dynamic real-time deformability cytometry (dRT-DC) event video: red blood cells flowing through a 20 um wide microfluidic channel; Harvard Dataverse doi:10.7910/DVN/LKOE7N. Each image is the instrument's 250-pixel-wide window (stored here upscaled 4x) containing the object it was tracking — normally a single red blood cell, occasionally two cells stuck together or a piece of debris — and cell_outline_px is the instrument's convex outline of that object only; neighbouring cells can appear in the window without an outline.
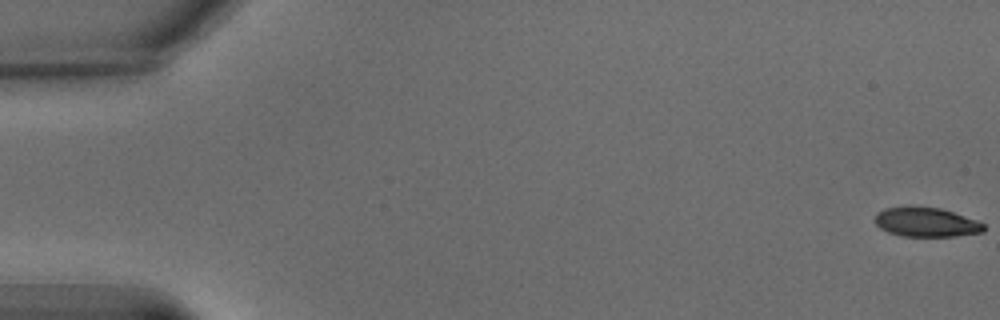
{"species": "common noctule bat (a hibernating species)", "species_latin": "Nyctalus noctula", "temperature_condition": "warm", "stored_images_in_passage": 65, "camera_frame_rate_fps": 3000, "um_per_image_px": 0.085, "animal": {"sex": "male", "body_mass_g": 15.6}, "frame": {"image": 1, "passage_image": 1, "time_ms": 0.0, "image_size_px": [1000, 320], "cell_outline_px": [[984, 232], [956, 236], [900, 236], [888, 232], [880, 228], [876, 224], [876, 212], [884, 208], [908, 204], [912, 204], [940, 208], [976, 220], [984, 224]], "centroid_in_image_um": [78.67, 18.85], "position_along_channel_um": 6.3, "area_um2": 19.02}}
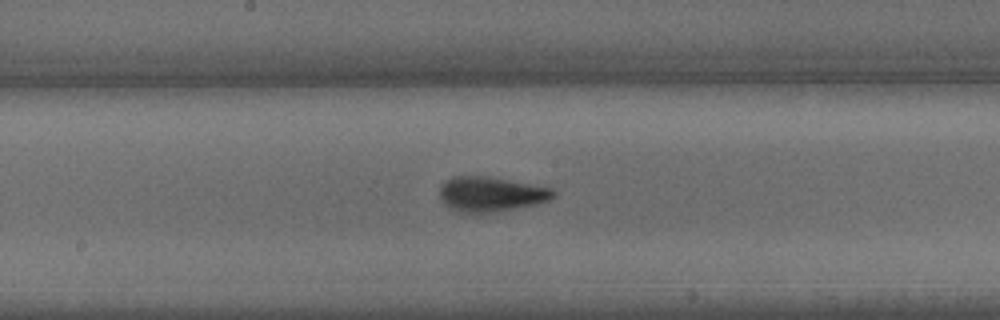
{"frame": {"image": 2, "passage_image": 35, "time_ms": 11.333, "image_size_px": [1000, 320], "cell_outline_px": [[556, 196], [548, 200], [536, 204], [476, 216], [464, 216], [444, 204], [440, 200], [440, 184], [444, 180], [452, 176], [488, 176], [552, 188], [556, 192]], "centroid_in_image_um": [41.65, 16.54], "position_along_channel_um": 206.5, "area_um2": 23.93}}
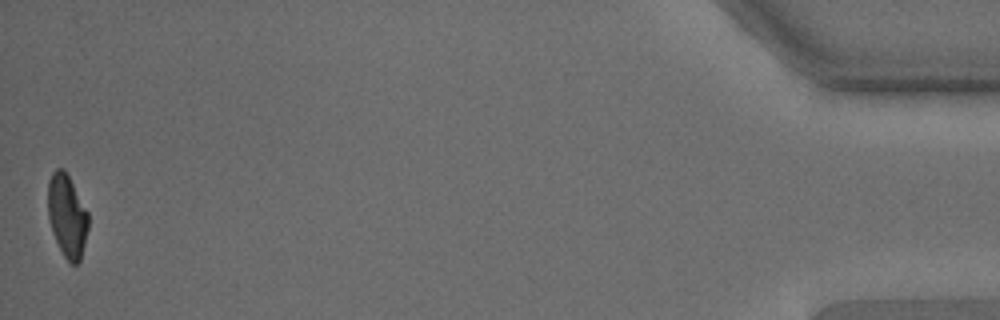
{"frame": {"image": 3, "passage_image": 65, "time_ms": 21.333, "image_size_px": [1000, 320], "cell_outline_px": [[88, 228], [80, 260], [76, 264], [72, 264], [64, 256], [52, 232], [48, 216], [48, 180], [52, 172], [56, 168], [64, 168], [88, 212]], "centroid_in_image_um": [5.69, 18.31], "position_along_channel_um": 429.5, "area_um2": 19.31}, "authors_computed_cell_mechanics": {"area_um2": 21.0392, "velocity_mm_per_s": 3.1573, "shape_relaxation_time_tau1_ms": 3.8951, "shape_relaxation_time_tau2_ms": 1.8149, "deformation_change_tau1": 0.1641, "deformation_change_tau2": 0.0698}}